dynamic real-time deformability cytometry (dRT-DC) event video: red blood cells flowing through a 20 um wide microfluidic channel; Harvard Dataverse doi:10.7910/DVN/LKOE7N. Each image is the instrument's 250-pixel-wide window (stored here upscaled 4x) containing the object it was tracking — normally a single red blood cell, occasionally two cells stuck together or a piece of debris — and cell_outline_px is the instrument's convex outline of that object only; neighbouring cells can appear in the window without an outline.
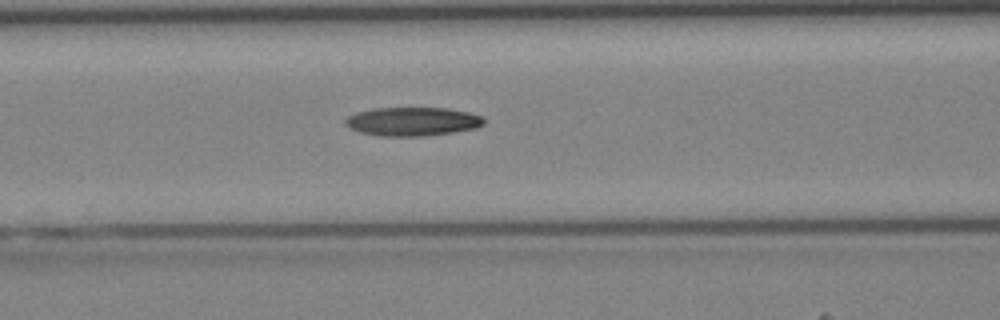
{"species": "Egyptian fruit bat (a non-hibernating species)", "species_latin": "Rousettus aegyptiacus", "temperature_condition": "cold", "stored_images_in_passage": 33, "camera_frame_rate_fps": 3000, "um_per_image_px": 0.085, "animal": {"sex": "female"}, "frame": {"image": 1, "passage_image": 12, "time_ms": 3.667, "image_size_px": [1000, 320], "cell_outline_px": [[484, 124], [476, 128], [452, 132], [424, 136], [380, 136], [360, 132], [348, 128], [344, 124], [344, 120], [348, 116], [356, 112], [372, 108], [448, 108], [468, 112], [484, 116]], "centroid_in_image_um": [35.04, 10.32], "position_along_channel_um": 131.6, "area_um2": 23.35}}
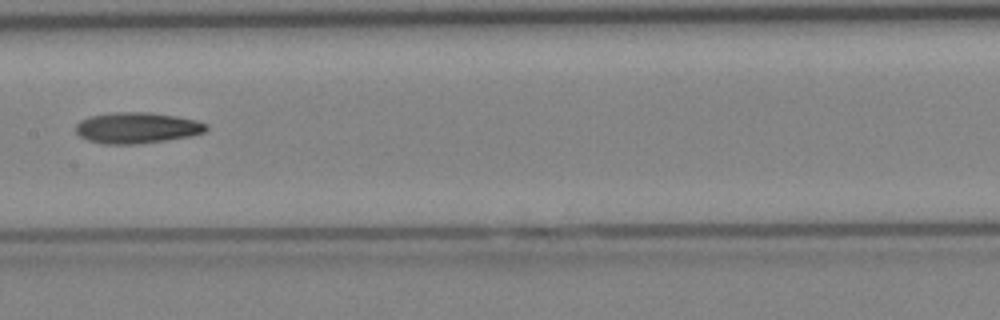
{"frame": {"image": 2, "passage_image": 16, "time_ms": 5.0, "image_size_px": [1000, 320], "cell_outline_px": [[208, 128], [204, 132], [192, 136], [168, 140], [136, 144], [100, 144], [88, 140], [80, 136], [76, 132], [76, 124], [80, 120], [88, 116], [112, 112], [148, 112], [176, 116], [196, 120], [208, 124]], "centroid_in_image_um": [11.63, 10.87], "position_along_channel_um": 195.8, "area_um2": 23.81}}
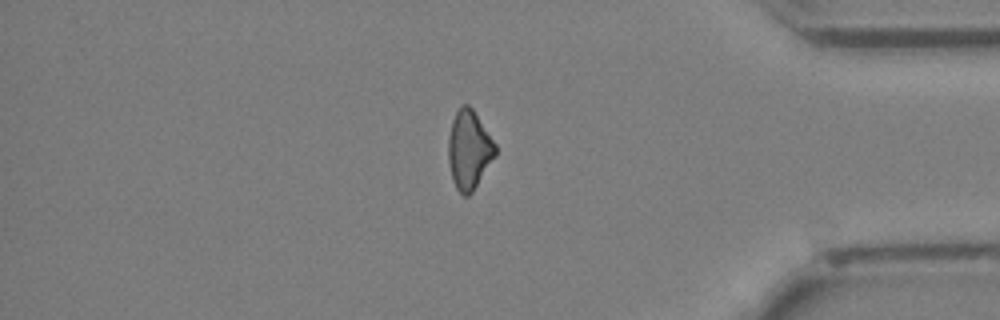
{"frame": {"image": 3, "passage_image": 30, "time_ms": 9.667, "image_size_px": [1000, 320], "cell_outline_px": [[496, 156], [472, 192], [468, 196], [464, 196], [456, 188], [452, 180], [448, 160], [448, 136], [452, 120], [460, 104], [468, 104], [472, 108], [496, 144]], "centroid_in_image_um": [39.86, 12.73], "position_along_channel_um": 395.3, "area_um2": 21.68}}